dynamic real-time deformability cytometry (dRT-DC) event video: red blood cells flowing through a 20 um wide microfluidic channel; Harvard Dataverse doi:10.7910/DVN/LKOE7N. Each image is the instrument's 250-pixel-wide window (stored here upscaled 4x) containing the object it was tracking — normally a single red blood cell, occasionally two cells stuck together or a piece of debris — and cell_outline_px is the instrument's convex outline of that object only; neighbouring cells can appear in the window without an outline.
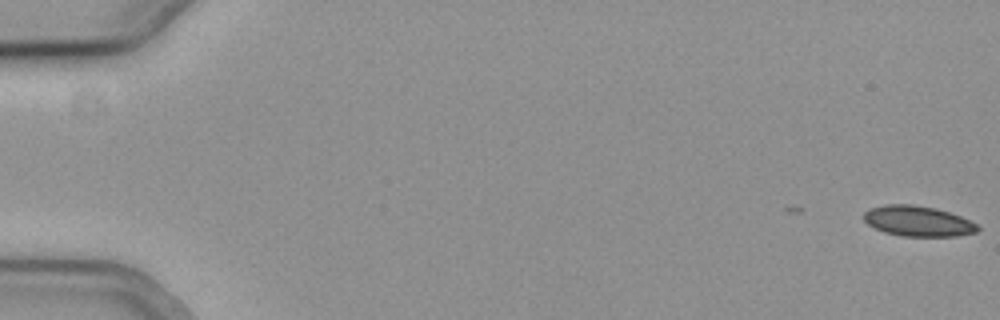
{"species": "common noctule bat (a hibernating species)", "species_latin": "Nyctalus noctula", "temperature_condition": "cold", "stored_images_in_passage": 19, "camera_frame_rate_fps": 3000, "um_per_image_px": 0.085, "animal": {"sex": "female", "body_mass_g": 19.3, "forearm_length_mm": 54.1}, "frame": {"image": 1, "passage_image": 1, "time_ms": 0.0, "image_size_px": [1000, 320], "cell_outline_px": [[980, 228], [976, 232], [956, 236], [904, 236], [884, 232], [868, 224], [864, 220], [864, 212], [872, 208], [884, 204], [912, 204], [936, 208], [960, 216], [976, 224]], "centroid_in_image_um": [78.01, 18.79], "position_along_channel_um": 7.0, "area_um2": 20.0}}